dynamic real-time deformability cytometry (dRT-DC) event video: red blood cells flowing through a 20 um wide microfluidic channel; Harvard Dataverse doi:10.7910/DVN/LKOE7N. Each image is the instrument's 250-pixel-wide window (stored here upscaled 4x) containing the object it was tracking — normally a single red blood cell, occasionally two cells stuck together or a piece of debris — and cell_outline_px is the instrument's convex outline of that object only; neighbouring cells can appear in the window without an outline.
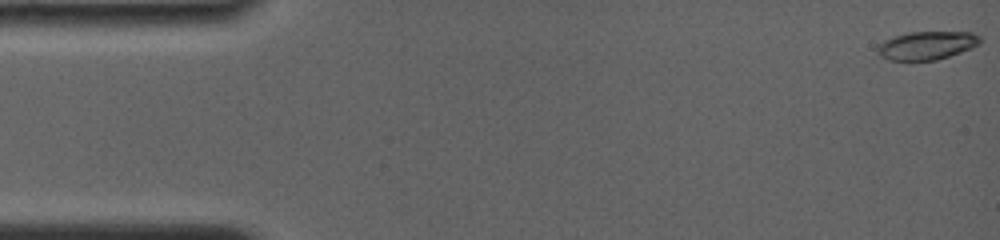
{"species": "common noctule bat (a hibernating species)", "species_latin": "Nyctalus noctula", "temperature_condition": "room temperature", "stored_images_in_passage": 39, "camera_frame_rate_fps": 4000, "um_per_image_px": 0.085, "animal": {"sex": "female", "body_mass_g": 19.0, "forearm_length_mm": 56.7}, "frame": {"image": 1, "passage_image": 1, "time_ms": 0.0, "image_size_px": [1000, 240], "cell_outline_px": [[980, 44], [972, 48], [936, 60], [888, 60], [880, 56], [876, 52], [876, 48], [884, 40], [892, 36], [908, 32], [972, 32], [980, 36]], "centroid_in_image_um": [78.75, 3.85], "position_along_channel_um": 6.2, "area_um2": 16.99}}
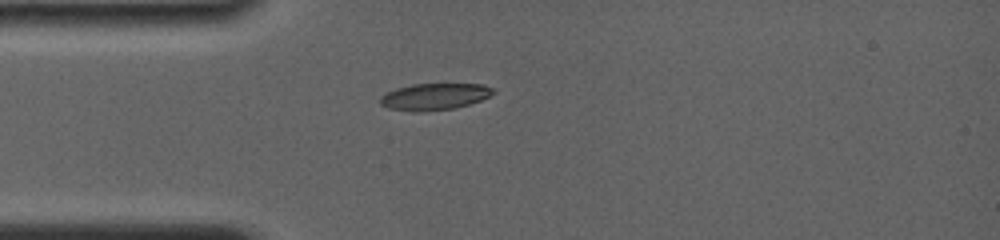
{"frame": {"image": 2, "passage_image": 28, "time_ms": 4.25, "image_size_px": [1000, 240], "cell_outline_px": [[496, 92], [480, 100], [468, 104], [452, 108], [388, 108], [380, 104], [380, 96], [396, 88], [412, 84], [484, 84], [492, 88]], "centroid_in_image_um": [36.98, 8.14], "position_along_channel_um": 48.0, "area_um2": 16.42}}
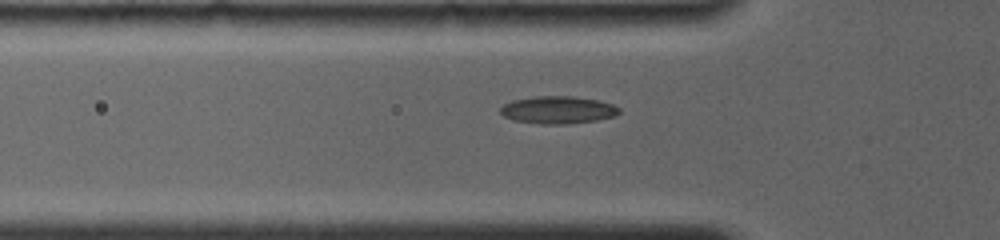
{"frame": {"image": 3, "passage_image": 33, "time_ms": 5.25, "image_size_px": [1000, 240], "cell_outline_px": [[620, 112], [612, 116], [596, 120], [564, 124], [540, 124], [516, 120], [504, 116], [500, 112], [500, 108], [504, 104], [512, 100], [536, 96], [572, 96], [596, 100], [612, 104], [620, 108]], "centroid_in_image_um": [47.4, 9.33], "position_along_channel_um": 78.4, "area_um2": 18.79}}